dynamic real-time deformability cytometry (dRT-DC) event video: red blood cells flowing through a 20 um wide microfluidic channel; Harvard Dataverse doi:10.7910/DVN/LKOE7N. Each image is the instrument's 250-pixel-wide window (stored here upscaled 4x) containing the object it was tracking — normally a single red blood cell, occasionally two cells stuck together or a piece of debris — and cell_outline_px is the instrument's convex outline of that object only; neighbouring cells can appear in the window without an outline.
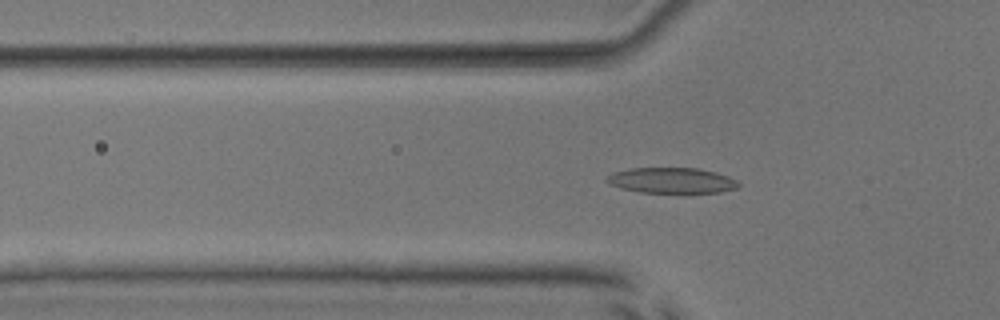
{"species": "common noctule bat (a hibernating species)", "species_latin": "Nyctalus noctula", "temperature_condition": "room temperature", "stored_images_in_passage": 51, "camera_frame_rate_fps": 3000, "um_per_image_px": 0.085, "animal": {"sex": "male", "body_mass_g": 17.9, "forearm_length_mm": 54.2}, "frame": {"image": 1, "passage_image": 17, "time_ms": 5.333, "image_size_px": [1000, 320], "cell_outline_px": [[740, 184], [736, 188], [720, 192], [688, 196], [684, 196], [640, 192], [620, 188], [604, 180], [608, 176], [616, 172], [632, 168], [696, 168], [716, 172], [728, 176], [736, 180]], "centroid_in_image_um": [57.16, 15.4], "position_along_channel_um": 68.6, "area_um2": 20.52}}
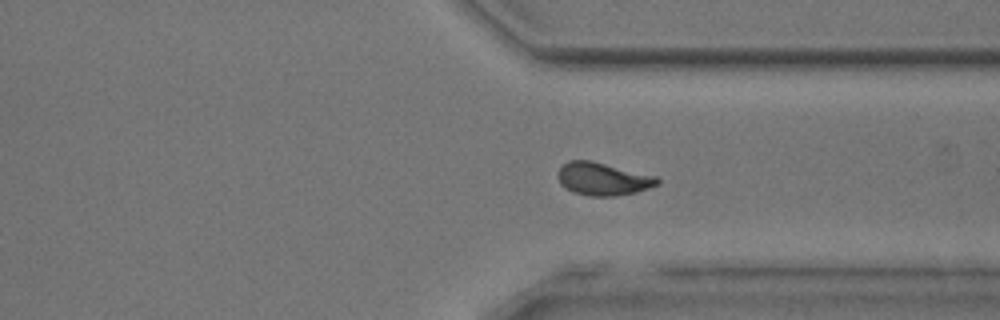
{"frame": {"image": 2, "passage_image": 39, "time_ms": 12.667, "image_size_px": [1000, 320], "cell_outline_px": [[660, 184], [636, 192], [616, 196], [588, 196], [572, 192], [564, 188], [560, 184], [556, 176], [556, 172], [568, 160], [592, 160], [656, 176], [660, 180]], "centroid_in_image_um": [51.21, 15.21], "position_along_channel_um": 360.2, "area_um2": 19.31}}
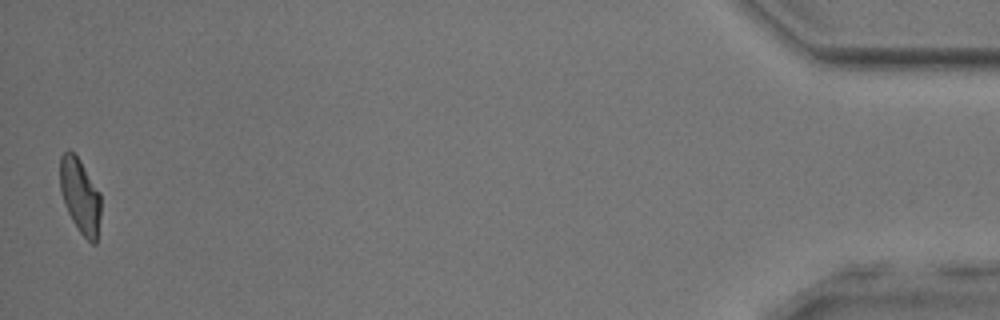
{"frame": {"image": 3, "passage_image": 51, "time_ms": 16.667, "image_size_px": [1000, 320], "cell_outline_px": [[100, 216], [96, 244], [92, 244], [80, 232], [72, 220], [68, 212], [60, 188], [60, 156], [68, 148], [80, 160], [100, 192]], "centroid_in_image_um": [6.81, 16.63], "position_along_channel_um": 428.4, "area_um2": 17.63}, "authors_computed_cell_mechanics": {"area_um2": 18.6116, "velocity_mm_per_s": 3.9844, "shape_relaxation_time_tau1_ms": null, "shape_relaxation_time_tau2_ms": 1.4266, "deformation_change_tau1": null, "deformation_change_tau2": 0.0819}}